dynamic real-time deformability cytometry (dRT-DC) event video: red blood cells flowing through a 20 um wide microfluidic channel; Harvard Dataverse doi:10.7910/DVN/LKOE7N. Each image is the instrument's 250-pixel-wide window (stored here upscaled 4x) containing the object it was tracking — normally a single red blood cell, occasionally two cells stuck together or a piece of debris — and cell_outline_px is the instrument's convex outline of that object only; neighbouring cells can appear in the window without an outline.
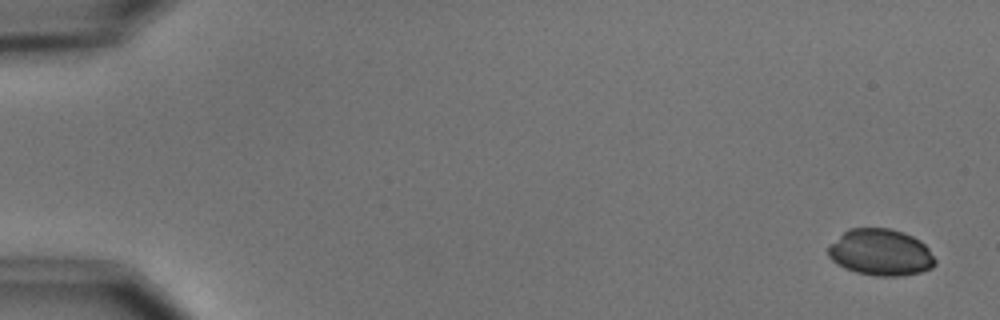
{"species": "common noctule bat (a hibernating species)", "species_latin": "Nyctalus noctula", "temperature_condition": "cold", "stored_images_in_passage": 6, "camera_frame_rate_fps": 3000, "um_per_image_px": 0.085, "animal": {"sex": "male", "body_mass_g": 15.6}, "frame": {"image": 1, "passage_image": 1, "time_ms": 0.0, "image_size_px": [1000, 320], "cell_outline_px": [[936, 264], [932, 268], [920, 272], [900, 276], [876, 276], [856, 272], [844, 268], [836, 264], [828, 256], [828, 248], [848, 228], [888, 228], [904, 232], [920, 240], [928, 248], [936, 260]], "centroid_in_image_um": [74.87, 21.46], "position_along_channel_um": 10.1, "area_um2": 29.02}}
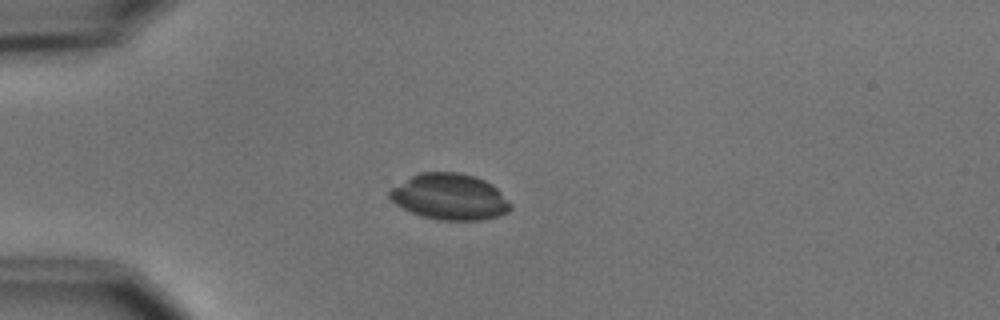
{"frame": {"image": 2, "passage_image": 4, "time_ms": 4.333, "image_size_px": [1000, 320], "cell_outline_px": [[512, 208], [508, 212], [500, 216], [480, 220], [440, 220], [420, 216], [396, 204], [388, 196], [388, 192], [392, 188], [412, 176], [420, 172], [460, 172], [476, 176], [492, 184], [512, 204]], "centroid_in_image_um": [38.26, 16.73], "position_along_channel_um": 46.7, "area_um2": 32.48}}